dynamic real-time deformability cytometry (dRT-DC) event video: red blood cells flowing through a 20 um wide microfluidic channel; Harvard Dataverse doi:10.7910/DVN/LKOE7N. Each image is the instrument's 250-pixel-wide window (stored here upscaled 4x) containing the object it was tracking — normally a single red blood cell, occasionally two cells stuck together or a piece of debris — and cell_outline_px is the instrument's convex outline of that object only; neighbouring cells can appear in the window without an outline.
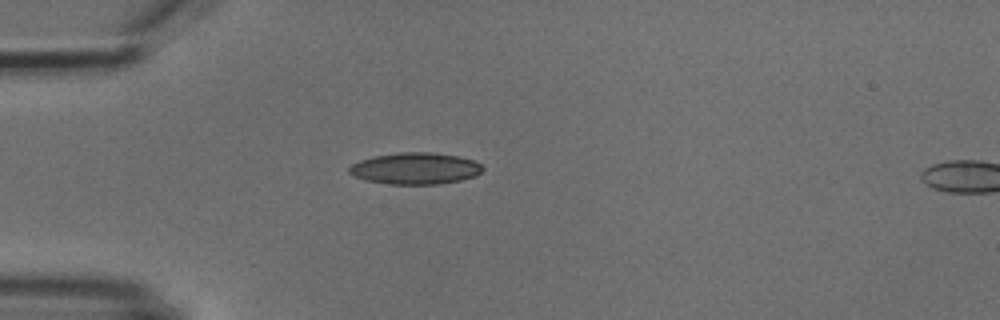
{"species": "common noctule bat (a hibernating species)", "species_latin": "Nyctalus noctula", "temperature_condition": "cold", "stored_images_in_passage": 2, "camera_frame_rate_fps": 3000, "um_per_image_px": 0.085, "animal": {"sex": "male", "body_mass_g": 18.8}, "frame": {"image": 1, "passage_image": 1, "time_ms": 0.0, "image_size_px": [1000, 320], "cell_outline_px": [[484, 168], [476, 176], [460, 180], [440, 184], [388, 184], [364, 180], [348, 172], [348, 168], [352, 164], [360, 160], [376, 156], [400, 152], [432, 152], [460, 156], [476, 160]], "centroid_in_image_um": [35.33, 14.31], "position_along_channel_um": 49.7, "area_um2": 24.68}}